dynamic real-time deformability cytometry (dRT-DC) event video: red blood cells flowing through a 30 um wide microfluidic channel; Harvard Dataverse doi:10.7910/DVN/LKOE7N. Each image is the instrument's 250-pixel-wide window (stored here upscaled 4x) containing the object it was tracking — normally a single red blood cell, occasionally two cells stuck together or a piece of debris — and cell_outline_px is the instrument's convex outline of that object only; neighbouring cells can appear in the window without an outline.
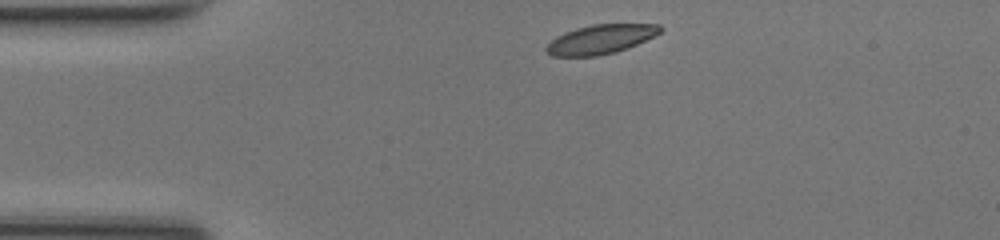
{"species": "common noctule bat (a hibernating species)", "species_latin": "Nyctalus noctula", "temperature_condition": "room temperature", "stored_images_in_passage": 39, "camera_frame_rate_fps": 3000, "um_per_image_px": 0.085, "animal": {"sex": "female", "body_mass_g": 17.0, "forearm_length_mm": 48.0}, "frame": {"image": 1, "passage_image": 1, "time_ms": 0.0, "image_size_px": [1000, 240], "cell_outline_px": [[660, 28], [656, 32], [632, 44], [608, 52], [584, 56], [564, 56], [552, 52], [548, 48], [556, 40], [572, 32], [584, 28], [604, 24], [648, 24]], "centroid_in_image_um": [51.08, 3.32], "position_along_channel_um": 33.9, "area_um2": 16.42}}
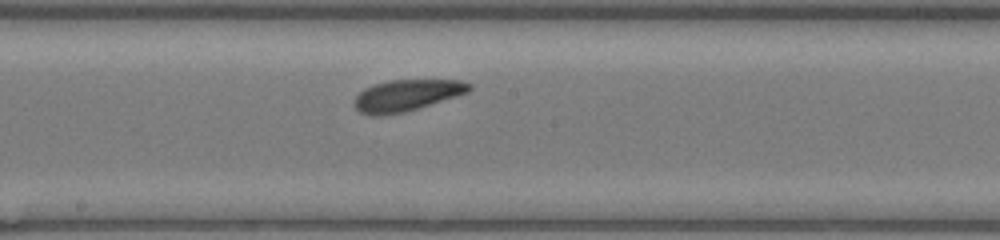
{"frame": {"image": 2, "passage_image": 17, "time_ms": 5.333, "image_size_px": [1000, 240], "cell_outline_px": [[468, 88], [460, 92], [408, 108], [384, 112], [372, 112], [364, 108], [360, 104], [360, 96], [364, 92], [388, 84], [464, 84]], "centroid_in_image_um": [34.48, 8.14], "position_along_channel_um": 213.7, "area_um2": 14.39}}
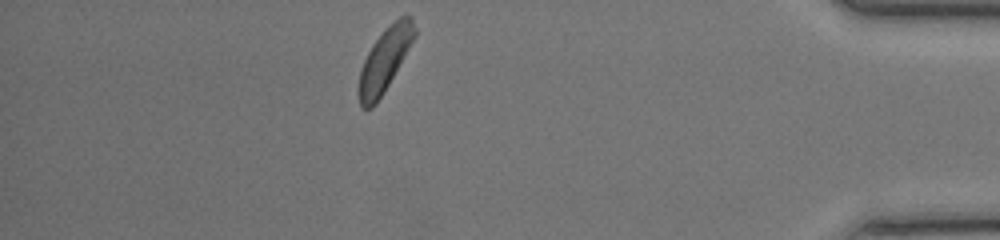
{"frame": {"image": 3, "passage_image": 34, "time_ms": 11.0, "image_size_px": [1000, 240], "cell_outline_px": [[408, 40], [384, 88], [376, 100], [368, 108], [364, 108], [360, 100], [360, 76], [364, 64], [372, 48], [384, 32], [388, 28]], "centroid_in_image_um": [32.31, 5.61], "position_along_channel_um": 402.9, "area_um2": 14.16}, "authors_computed_cell_mechanics": {"area_um2": 14.3922, "velocity_mm_per_s": 4.175, "shape_relaxation_time_tau1_ms": null, "shape_relaxation_time_tau2_ms": 2.1901, "deformation_change_tau1": null, "deformation_change_tau2": 0.115}}